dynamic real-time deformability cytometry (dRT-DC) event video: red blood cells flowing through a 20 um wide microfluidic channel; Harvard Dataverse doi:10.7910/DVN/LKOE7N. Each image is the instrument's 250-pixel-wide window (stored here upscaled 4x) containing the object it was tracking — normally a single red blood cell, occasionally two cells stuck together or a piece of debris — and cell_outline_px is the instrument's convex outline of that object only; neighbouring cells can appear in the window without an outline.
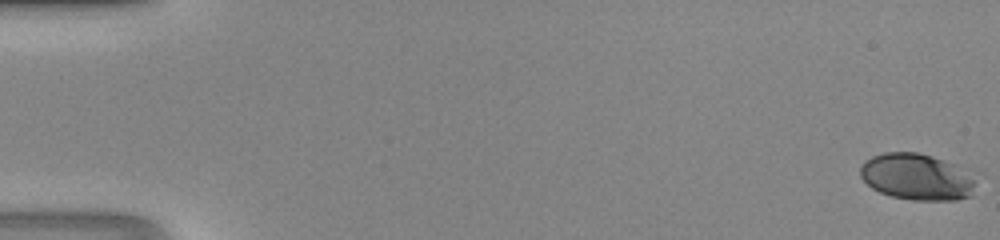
{"species": "human", "species_latin": "Homo sapiens", "temperature_condition": "room temperature", "stored_images_in_passage": 49, "camera_frame_rate_fps": 3000, "um_per_image_px": 0.085, "donor": {"sex": "male"}, "frame": {"image": 1, "passage_image": 1, "time_ms": 0.0, "image_size_px": [1000, 240], "cell_outline_px": [[984, 172], [972, 196], [956, 200], [912, 200], [892, 196], [880, 192], [872, 188], [860, 176], [860, 168], [864, 160], [872, 156], [884, 152], [916, 152], [932, 156]], "centroid_in_image_um": [78.13, 15.02], "position_along_channel_um": 6.9, "area_um2": 32.83}}
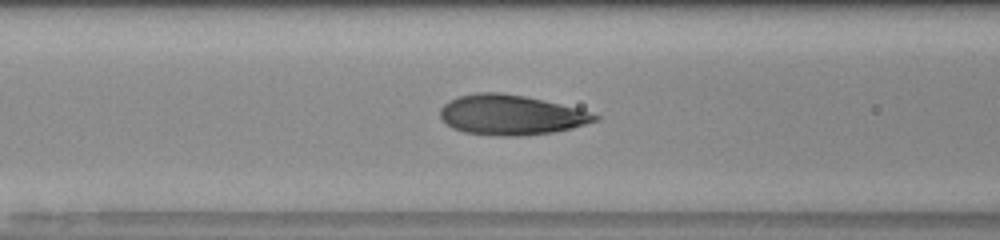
{"frame": {"image": 2, "passage_image": 22, "time_ms": 7.0, "image_size_px": [1000, 240], "cell_outline_px": [[600, 120], [572, 128], [552, 132], [520, 136], [496, 136], [464, 132], [452, 128], [440, 116], [440, 108], [448, 100], [456, 96], [476, 92], [500, 92], [524, 96], [560, 104], [576, 108], [600, 116]], "centroid_in_image_um": [43.4, 9.76], "position_along_channel_um": 123.2, "area_um2": 36.07}}
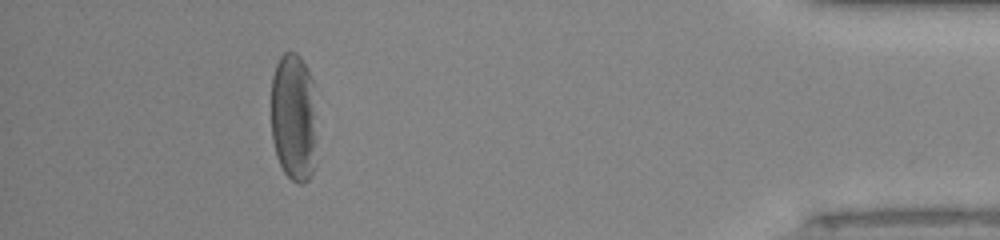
{"frame": {"image": 3, "passage_image": 45, "time_ms": 14.667, "image_size_px": [1000, 240], "cell_outline_px": [[316, 164], [308, 180], [304, 184], [296, 184], [284, 172], [276, 156], [272, 140], [272, 76], [276, 64], [280, 56], [284, 52], [296, 52], [300, 56], [308, 68], [312, 76], [316, 140]], "centroid_in_image_um": [24.97, 9.99], "position_along_channel_um": 410.2, "area_um2": 34.85}}